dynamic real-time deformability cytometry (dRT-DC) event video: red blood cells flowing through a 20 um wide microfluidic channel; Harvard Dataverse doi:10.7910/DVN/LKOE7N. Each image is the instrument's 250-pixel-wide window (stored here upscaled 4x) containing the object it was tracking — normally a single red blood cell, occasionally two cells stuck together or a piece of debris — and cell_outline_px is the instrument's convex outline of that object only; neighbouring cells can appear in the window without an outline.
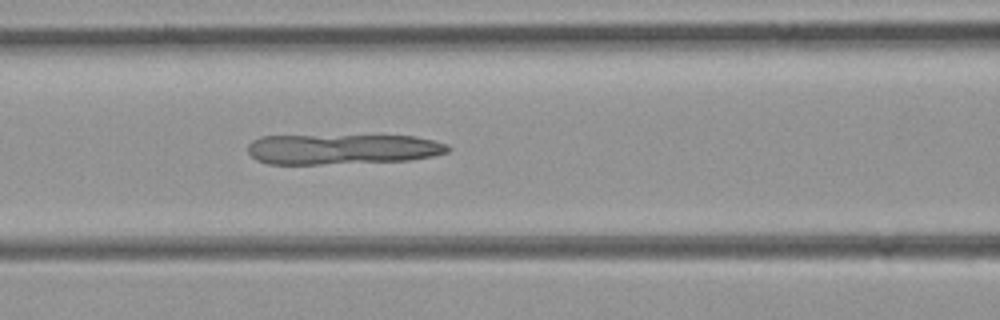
{"species": "common noctule bat (a hibernating species)", "species_latin": "Nyctalus noctula", "temperature_condition": "room temperature", "stored_images_in_passage": 49, "camera_frame_rate_fps": 3000, "um_per_image_px": 0.085, "animal": {"sex": "female", "body_mass_g": 21.9}, "frame": {"image": 1, "passage_image": 20, "time_ms": 6.333, "image_size_px": [1000, 320], "cell_outline_px": [[452, 148], [448, 152], [432, 156], [408, 160], [320, 164], [268, 164], [256, 160], [248, 152], [248, 144], [252, 140], [260, 136], [412, 136], [432, 140], [448, 144]], "centroid_in_image_um": [29.07, 12.68], "position_along_channel_um": 137.5, "area_um2": 35.2}}
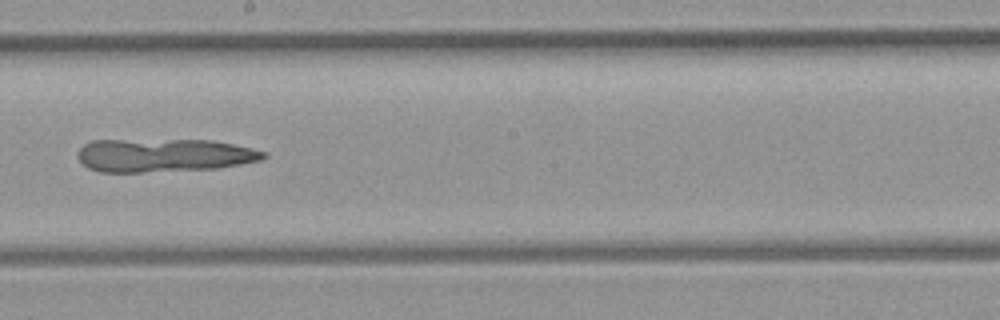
{"frame": {"image": 2, "passage_image": 27, "time_ms": 8.667, "image_size_px": [1000, 320], "cell_outline_px": [[268, 156], [260, 160], [240, 164], [216, 168], [140, 172], [100, 172], [88, 168], [76, 156], [80, 148], [84, 144], [92, 140], [212, 140], [252, 148], [268, 152]], "centroid_in_image_um": [13.92, 13.19], "position_along_channel_um": 234.3, "area_um2": 36.01}}
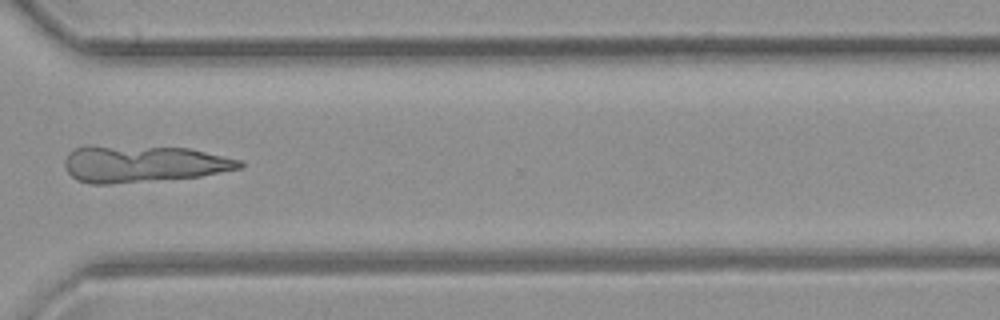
{"frame": {"image": 3, "passage_image": 36, "time_ms": 11.667, "image_size_px": [1000, 320], "cell_outline_px": [[244, 164], [240, 168], [200, 176], [108, 184], [92, 184], [76, 180], [68, 172], [64, 164], [64, 160], [68, 152], [72, 148], [88, 144], [92, 144], [188, 148], [240, 160]], "centroid_in_image_um": [12.06, 13.9], "position_along_channel_um": 358.5, "area_um2": 37.8}}